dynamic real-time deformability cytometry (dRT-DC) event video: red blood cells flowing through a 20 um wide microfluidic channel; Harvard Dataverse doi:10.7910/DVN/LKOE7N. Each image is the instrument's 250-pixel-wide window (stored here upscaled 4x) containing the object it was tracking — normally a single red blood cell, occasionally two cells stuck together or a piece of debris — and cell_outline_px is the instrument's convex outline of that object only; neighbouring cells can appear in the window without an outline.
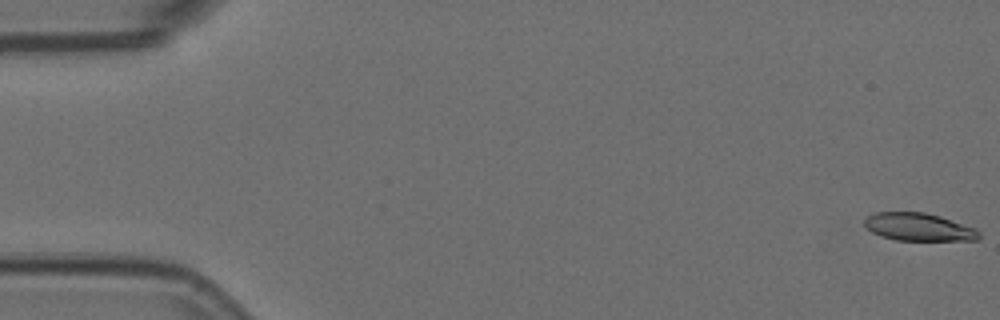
{"species": "Egyptian fruit bat (a non-hibernating species)", "species_latin": "Rousettus aegyptiacus", "temperature_condition": "room temperature", "stored_images_in_passage": 3, "camera_frame_rate_fps": 3000, "um_per_image_px": 0.085, "animal": {"sex": "female"}, "frame": {"image": 1, "passage_image": 1, "time_ms": 0.0, "image_size_px": [1000, 320], "cell_outline_px": [[980, 236], [976, 240], [896, 240], [880, 236], [872, 232], [864, 224], [864, 220], [868, 216], [876, 212], [924, 212], [940, 216], [976, 228], [980, 232]], "centroid_in_image_um": [78.09, 19.29], "position_along_channel_um": 6.9, "area_um2": 18.5}}